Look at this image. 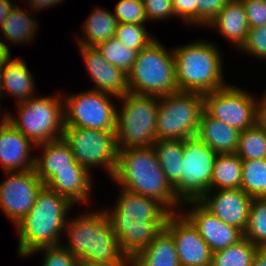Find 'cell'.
<instances>
[{"instance_id":"cell-1","label":"cell","mask_w":266,"mask_h":266,"mask_svg":"<svg viewBox=\"0 0 266 266\" xmlns=\"http://www.w3.org/2000/svg\"><path fill=\"white\" fill-rule=\"evenodd\" d=\"M119 188L113 207L104 211L123 254L131 261L165 227L171 212L154 198Z\"/></svg>"},{"instance_id":"cell-2","label":"cell","mask_w":266,"mask_h":266,"mask_svg":"<svg viewBox=\"0 0 266 266\" xmlns=\"http://www.w3.org/2000/svg\"><path fill=\"white\" fill-rule=\"evenodd\" d=\"M111 179L118 187L158 200L171 213L181 210L182 203L168 182L153 146L119 150Z\"/></svg>"},{"instance_id":"cell-3","label":"cell","mask_w":266,"mask_h":266,"mask_svg":"<svg viewBox=\"0 0 266 266\" xmlns=\"http://www.w3.org/2000/svg\"><path fill=\"white\" fill-rule=\"evenodd\" d=\"M64 234L68 240L62 245L78 260L130 266L104 208L69 217Z\"/></svg>"},{"instance_id":"cell-4","label":"cell","mask_w":266,"mask_h":266,"mask_svg":"<svg viewBox=\"0 0 266 266\" xmlns=\"http://www.w3.org/2000/svg\"><path fill=\"white\" fill-rule=\"evenodd\" d=\"M75 206L44 186L30 212L14 226L18 232L17 255L25 257L37 248L61 245L68 214Z\"/></svg>"},{"instance_id":"cell-5","label":"cell","mask_w":266,"mask_h":266,"mask_svg":"<svg viewBox=\"0 0 266 266\" xmlns=\"http://www.w3.org/2000/svg\"><path fill=\"white\" fill-rule=\"evenodd\" d=\"M213 41L194 40L173 47L179 91L201 94L225 87L223 53Z\"/></svg>"},{"instance_id":"cell-6","label":"cell","mask_w":266,"mask_h":266,"mask_svg":"<svg viewBox=\"0 0 266 266\" xmlns=\"http://www.w3.org/2000/svg\"><path fill=\"white\" fill-rule=\"evenodd\" d=\"M165 47L156 38L138 52L127 75L129 92L161 97L178 91L173 49Z\"/></svg>"},{"instance_id":"cell-7","label":"cell","mask_w":266,"mask_h":266,"mask_svg":"<svg viewBox=\"0 0 266 266\" xmlns=\"http://www.w3.org/2000/svg\"><path fill=\"white\" fill-rule=\"evenodd\" d=\"M159 98L129 92L117 99L122 104L117 110L115 131L118 150L153 146Z\"/></svg>"},{"instance_id":"cell-8","label":"cell","mask_w":266,"mask_h":266,"mask_svg":"<svg viewBox=\"0 0 266 266\" xmlns=\"http://www.w3.org/2000/svg\"><path fill=\"white\" fill-rule=\"evenodd\" d=\"M16 105L17 116L8 112L7 121L36 146L62 138L65 125L61 92L52 96L37 95Z\"/></svg>"},{"instance_id":"cell-9","label":"cell","mask_w":266,"mask_h":266,"mask_svg":"<svg viewBox=\"0 0 266 266\" xmlns=\"http://www.w3.org/2000/svg\"><path fill=\"white\" fill-rule=\"evenodd\" d=\"M204 111L203 94L175 91L159 98L156 139L184 140L196 136Z\"/></svg>"},{"instance_id":"cell-10","label":"cell","mask_w":266,"mask_h":266,"mask_svg":"<svg viewBox=\"0 0 266 266\" xmlns=\"http://www.w3.org/2000/svg\"><path fill=\"white\" fill-rule=\"evenodd\" d=\"M62 138L75 160L91 173L99 166L110 178L114 175L119 151L115 131L64 126Z\"/></svg>"},{"instance_id":"cell-11","label":"cell","mask_w":266,"mask_h":266,"mask_svg":"<svg viewBox=\"0 0 266 266\" xmlns=\"http://www.w3.org/2000/svg\"><path fill=\"white\" fill-rule=\"evenodd\" d=\"M62 96L65 126L116 131L118 97L92 89Z\"/></svg>"},{"instance_id":"cell-12","label":"cell","mask_w":266,"mask_h":266,"mask_svg":"<svg viewBox=\"0 0 266 266\" xmlns=\"http://www.w3.org/2000/svg\"><path fill=\"white\" fill-rule=\"evenodd\" d=\"M238 84L203 94L204 111L211 117L241 131L260 120L259 97Z\"/></svg>"},{"instance_id":"cell-13","label":"cell","mask_w":266,"mask_h":266,"mask_svg":"<svg viewBox=\"0 0 266 266\" xmlns=\"http://www.w3.org/2000/svg\"><path fill=\"white\" fill-rule=\"evenodd\" d=\"M217 155L197 136L183 140L182 177L174 189L181 203L199 201L210 190Z\"/></svg>"},{"instance_id":"cell-14","label":"cell","mask_w":266,"mask_h":266,"mask_svg":"<svg viewBox=\"0 0 266 266\" xmlns=\"http://www.w3.org/2000/svg\"><path fill=\"white\" fill-rule=\"evenodd\" d=\"M4 174L7 177L0 183V209L15 226L30 212L45 184L35 169Z\"/></svg>"},{"instance_id":"cell-15","label":"cell","mask_w":266,"mask_h":266,"mask_svg":"<svg viewBox=\"0 0 266 266\" xmlns=\"http://www.w3.org/2000/svg\"><path fill=\"white\" fill-rule=\"evenodd\" d=\"M164 228L173 236L180 266H211L213 252L181 212L171 213Z\"/></svg>"},{"instance_id":"cell-16","label":"cell","mask_w":266,"mask_h":266,"mask_svg":"<svg viewBox=\"0 0 266 266\" xmlns=\"http://www.w3.org/2000/svg\"><path fill=\"white\" fill-rule=\"evenodd\" d=\"M184 205L190 206V209L186 207L184 210ZM180 212L197 229L212 252L225 249L244 238V233L240 229L221 221L200 201L182 203Z\"/></svg>"},{"instance_id":"cell-17","label":"cell","mask_w":266,"mask_h":266,"mask_svg":"<svg viewBox=\"0 0 266 266\" xmlns=\"http://www.w3.org/2000/svg\"><path fill=\"white\" fill-rule=\"evenodd\" d=\"M199 201L224 223L246 230L253 198L241 188L209 190Z\"/></svg>"},{"instance_id":"cell-18","label":"cell","mask_w":266,"mask_h":266,"mask_svg":"<svg viewBox=\"0 0 266 266\" xmlns=\"http://www.w3.org/2000/svg\"><path fill=\"white\" fill-rule=\"evenodd\" d=\"M79 53L92 80V90L122 97L129 93L127 75L119 68L107 62L96 46L78 45Z\"/></svg>"},{"instance_id":"cell-19","label":"cell","mask_w":266,"mask_h":266,"mask_svg":"<svg viewBox=\"0 0 266 266\" xmlns=\"http://www.w3.org/2000/svg\"><path fill=\"white\" fill-rule=\"evenodd\" d=\"M36 145L8 121L0 124V166L4 172H22L35 168Z\"/></svg>"},{"instance_id":"cell-20","label":"cell","mask_w":266,"mask_h":266,"mask_svg":"<svg viewBox=\"0 0 266 266\" xmlns=\"http://www.w3.org/2000/svg\"><path fill=\"white\" fill-rule=\"evenodd\" d=\"M207 28L217 29L235 50L246 42L249 31L246 9L242 0H229L224 8L207 24Z\"/></svg>"},{"instance_id":"cell-21","label":"cell","mask_w":266,"mask_h":266,"mask_svg":"<svg viewBox=\"0 0 266 266\" xmlns=\"http://www.w3.org/2000/svg\"><path fill=\"white\" fill-rule=\"evenodd\" d=\"M93 173L88 169L58 170L45 186L56 193L67 197L74 205H83L92 199Z\"/></svg>"},{"instance_id":"cell-22","label":"cell","mask_w":266,"mask_h":266,"mask_svg":"<svg viewBox=\"0 0 266 266\" xmlns=\"http://www.w3.org/2000/svg\"><path fill=\"white\" fill-rule=\"evenodd\" d=\"M41 154L36 155L35 171L45 184L58 170L87 169L80 165L63 138L40 144L36 147Z\"/></svg>"},{"instance_id":"cell-23","label":"cell","mask_w":266,"mask_h":266,"mask_svg":"<svg viewBox=\"0 0 266 266\" xmlns=\"http://www.w3.org/2000/svg\"><path fill=\"white\" fill-rule=\"evenodd\" d=\"M35 86V79L25 60L16 57L12 59L11 56L0 75L1 97L6 93L12 96L16 104L25 102L36 96L37 87Z\"/></svg>"},{"instance_id":"cell-24","label":"cell","mask_w":266,"mask_h":266,"mask_svg":"<svg viewBox=\"0 0 266 266\" xmlns=\"http://www.w3.org/2000/svg\"><path fill=\"white\" fill-rule=\"evenodd\" d=\"M240 131L203 111L196 136L218 154L236 153Z\"/></svg>"},{"instance_id":"cell-25","label":"cell","mask_w":266,"mask_h":266,"mask_svg":"<svg viewBox=\"0 0 266 266\" xmlns=\"http://www.w3.org/2000/svg\"><path fill=\"white\" fill-rule=\"evenodd\" d=\"M19 4L20 3L11 11L1 28L2 33L0 36H4V40L6 39L5 41L9 42L8 45L11 43L13 45H26L37 38L35 36L39 30L38 21L34 19L35 16L26 12L25 9H23L24 7H20ZM4 40L2 41V37H0V44L8 51H11Z\"/></svg>"},{"instance_id":"cell-26","label":"cell","mask_w":266,"mask_h":266,"mask_svg":"<svg viewBox=\"0 0 266 266\" xmlns=\"http://www.w3.org/2000/svg\"><path fill=\"white\" fill-rule=\"evenodd\" d=\"M130 266H180L173 236L163 228Z\"/></svg>"},{"instance_id":"cell-27","label":"cell","mask_w":266,"mask_h":266,"mask_svg":"<svg viewBox=\"0 0 266 266\" xmlns=\"http://www.w3.org/2000/svg\"><path fill=\"white\" fill-rule=\"evenodd\" d=\"M87 17L82 24L83 37L76 36L77 45L97 46L115 37L119 22L112 11L96 6Z\"/></svg>"},{"instance_id":"cell-28","label":"cell","mask_w":266,"mask_h":266,"mask_svg":"<svg viewBox=\"0 0 266 266\" xmlns=\"http://www.w3.org/2000/svg\"><path fill=\"white\" fill-rule=\"evenodd\" d=\"M229 0H172L175 17L194 27L207 26Z\"/></svg>"},{"instance_id":"cell-29","label":"cell","mask_w":266,"mask_h":266,"mask_svg":"<svg viewBox=\"0 0 266 266\" xmlns=\"http://www.w3.org/2000/svg\"><path fill=\"white\" fill-rule=\"evenodd\" d=\"M153 148L168 182L175 189L182 177L183 140L156 139Z\"/></svg>"},{"instance_id":"cell-30","label":"cell","mask_w":266,"mask_h":266,"mask_svg":"<svg viewBox=\"0 0 266 266\" xmlns=\"http://www.w3.org/2000/svg\"><path fill=\"white\" fill-rule=\"evenodd\" d=\"M242 160L236 153L218 154L210 190L241 188Z\"/></svg>"},{"instance_id":"cell-31","label":"cell","mask_w":266,"mask_h":266,"mask_svg":"<svg viewBox=\"0 0 266 266\" xmlns=\"http://www.w3.org/2000/svg\"><path fill=\"white\" fill-rule=\"evenodd\" d=\"M236 154L241 160L266 158V127L260 120L240 132Z\"/></svg>"},{"instance_id":"cell-32","label":"cell","mask_w":266,"mask_h":266,"mask_svg":"<svg viewBox=\"0 0 266 266\" xmlns=\"http://www.w3.org/2000/svg\"><path fill=\"white\" fill-rule=\"evenodd\" d=\"M258 246L247 238L213 252L211 266H252Z\"/></svg>"},{"instance_id":"cell-33","label":"cell","mask_w":266,"mask_h":266,"mask_svg":"<svg viewBox=\"0 0 266 266\" xmlns=\"http://www.w3.org/2000/svg\"><path fill=\"white\" fill-rule=\"evenodd\" d=\"M241 189L253 199L266 197V158L242 160Z\"/></svg>"},{"instance_id":"cell-34","label":"cell","mask_w":266,"mask_h":266,"mask_svg":"<svg viewBox=\"0 0 266 266\" xmlns=\"http://www.w3.org/2000/svg\"><path fill=\"white\" fill-rule=\"evenodd\" d=\"M96 47L107 62L119 68L126 75L131 72L138 54L136 50L127 48L116 37H111L108 41L101 42Z\"/></svg>"},{"instance_id":"cell-35","label":"cell","mask_w":266,"mask_h":266,"mask_svg":"<svg viewBox=\"0 0 266 266\" xmlns=\"http://www.w3.org/2000/svg\"><path fill=\"white\" fill-rule=\"evenodd\" d=\"M244 237L258 247H266V197L253 199Z\"/></svg>"},{"instance_id":"cell-36","label":"cell","mask_w":266,"mask_h":266,"mask_svg":"<svg viewBox=\"0 0 266 266\" xmlns=\"http://www.w3.org/2000/svg\"><path fill=\"white\" fill-rule=\"evenodd\" d=\"M144 24L138 23H119L115 32V37L127 48L139 52L147 47L156 36L149 34Z\"/></svg>"},{"instance_id":"cell-37","label":"cell","mask_w":266,"mask_h":266,"mask_svg":"<svg viewBox=\"0 0 266 266\" xmlns=\"http://www.w3.org/2000/svg\"><path fill=\"white\" fill-rule=\"evenodd\" d=\"M39 252L43 256L41 266H76L78 261L62 244L37 248L26 255L25 258H31Z\"/></svg>"},{"instance_id":"cell-38","label":"cell","mask_w":266,"mask_h":266,"mask_svg":"<svg viewBox=\"0 0 266 266\" xmlns=\"http://www.w3.org/2000/svg\"><path fill=\"white\" fill-rule=\"evenodd\" d=\"M113 14L119 23L147 24L143 0H119Z\"/></svg>"},{"instance_id":"cell-39","label":"cell","mask_w":266,"mask_h":266,"mask_svg":"<svg viewBox=\"0 0 266 266\" xmlns=\"http://www.w3.org/2000/svg\"><path fill=\"white\" fill-rule=\"evenodd\" d=\"M242 54L258 58L259 61L266 60V24L256 28H249L246 42L239 49Z\"/></svg>"},{"instance_id":"cell-40","label":"cell","mask_w":266,"mask_h":266,"mask_svg":"<svg viewBox=\"0 0 266 266\" xmlns=\"http://www.w3.org/2000/svg\"><path fill=\"white\" fill-rule=\"evenodd\" d=\"M143 2L148 23L176 18L172 0H143Z\"/></svg>"},{"instance_id":"cell-41","label":"cell","mask_w":266,"mask_h":266,"mask_svg":"<svg viewBox=\"0 0 266 266\" xmlns=\"http://www.w3.org/2000/svg\"><path fill=\"white\" fill-rule=\"evenodd\" d=\"M246 9L249 28L266 24V0H242Z\"/></svg>"},{"instance_id":"cell-42","label":"cell","mask_w":266,"mask_h":266,"mask_svg":"<svg viewBox=\"0 0 266 266\" xmlns=\"http://www.w3.org/2000/svg\"><path fill=\"white\" fill-rule=\"evenodd\" d=\"M24 1H28L26 2V4H28V9L30 10V12H33L36 14L41 11L43 9H46V8H51V7H54L58 4H62L63 1L65 0H24ZM58 3V4H57Z\"/></svg>"},{"instance_id":"cell-43","label":"cell","mask_w":266,"mask_h":266,"mask_svg":"<svg viewBox=\"0 0 266 266\" xmlns=\"http://www.w3.org/2000/svg\"><path fill=\"white\" fill-rule=\"evenodd\" d=\"M14 3H12V0H0V30L2 28L3 23L6 21L9 14L11 13V11L17 5L16 2Z\"/></svg>"},{"instance_id":"cell-44","label":"cell","mask_w":266,"mask_h":266,"mask_svg":"<svg viewBox=\"0 0 266 266\" xmlns=\"http://www.w3.org/2000/svg\"><path fill=\"white\" fill-rule=\"evenodd\" d=\"M252 266H266V247H258Z\"/></svg>"},{"instance_id":"cell-45","label":"cell","mask_w":266,"mask_h":266,"mask_svg":"<svg viewBox=\"0 0 266 266\" xmlns=\"http://www.w3.org/2000/svg\"><path fill=\"white\" fill-rule=\"evenodd\" d=\"M10 57L11 51H8L0 44V75Z\"/></svg>"},{"instance_id":"cell-46","label":"cell","mask_w":266,"mask_h":266,"mask_svg":"<svg viewBox=\"0 0 266 266\" xmlns=\"http://www.w3.org/2000/svg\"><path fill=\"white\" fill-rule=\"evenodd\" d=\"M76 266H113V265L80 259L77 261Z\"/></svg>"},{"instance_id":"cell-47","label":"cell","mask_w":266,"mask_h":266,"mask_svg":"<svg viewBox=\"0 0 266 266\" xmlns=\"http://www.w3.org/2000/svg\"><path fill=\"white\" fill-rule=\"evenodd\" d=\"M260 105V121L266 127V104H259Z\"/></svg>"},{"instance_id":"cell-48","label":"cell","mask_w":266,"mask_h":266,"mask_svg":"<svg viewBox=\"0 0 266 266\" xmlns=\"http://www.w3.org/2000/svg\"><path fill=\"white\" fill-rule=\"evenodd\" d=\"M0 98H1V94H0ZM1 109L2 108H1V99H0V121H1L0 124H2V123H4V122L7 121V114H8V112H5L4 115H3V117L1 118V116L3 114V112H1L2 111Z\"/></svg>"},{"instance_id":"cell-49","label":"cell","mask_w":266,"mask_h":266,"mask_svg":"<svg viewBox=\"0 0 266 266\" xmlns=\"http://www.w3.org/2000/svg\"><path fill=\"white\" fill-rule=\"evenodd\" d=\"M262 94L263 96L262 97L260 96V98H258L259 104H266V90H264V93Z\"/></svg>"}]
</instances>
